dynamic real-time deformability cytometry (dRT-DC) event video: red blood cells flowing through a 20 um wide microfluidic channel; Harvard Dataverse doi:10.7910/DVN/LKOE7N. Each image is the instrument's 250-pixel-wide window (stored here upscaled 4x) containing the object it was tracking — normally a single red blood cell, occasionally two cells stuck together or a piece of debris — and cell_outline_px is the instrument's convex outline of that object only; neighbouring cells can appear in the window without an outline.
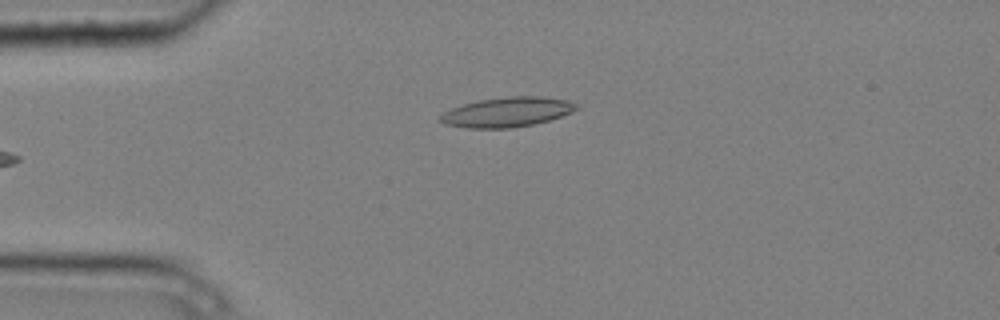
{"species": "common noctule bat (a hibernating species)", "species_latin": "Nyctalus noctula", "temperature_condition": "cold", "stored_images_in_passage": 4, "camera_frame_rate_fps": 3000, "um_per_image_px": 0.085, "animal": {"sex": "male", "body_mass_g": 20.4}, "frame": {"image": 1, "passage_image": 4, "time_ms": 1.0, "image_size_px": [1000, 320], "cell_outline_px": [[580, 108], [572, 112], [536, 124], [508, 128], [464, 128], [444, 124], [436, 120], [444, 112], [452, 108], [464, 104], [480, 100], [508, 96], [540, 96], [568, 100], [580, 104]], "centroid_in_image_um": [43.12, 9.53], "position_along_channel_um": 41.9, "area_um2": 23.76}}